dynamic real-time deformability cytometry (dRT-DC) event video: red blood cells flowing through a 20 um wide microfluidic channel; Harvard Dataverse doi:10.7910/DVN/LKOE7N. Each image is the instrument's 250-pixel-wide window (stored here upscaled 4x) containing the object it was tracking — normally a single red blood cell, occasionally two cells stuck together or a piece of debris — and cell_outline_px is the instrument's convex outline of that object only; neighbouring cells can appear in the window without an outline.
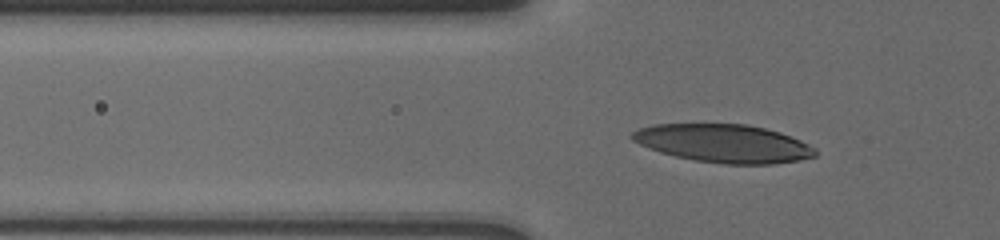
{"species": "human", "species_latin": "Homo sapiens", "temperature_condition": "cold", "stored_images_in_passage": 93, "camera_frame_rate_fps": 3000, "um_per_image_px": 0.085, "donor": {"sex": "male"}, "frame": {"image": 1, "passage_image": 30, "time_ms": 6.0, "image_size_px": [1000, 240], "cell_outline_px": [[816, 156], [800, 160], [772, 164], [724, 164], [696, 160], [676, 156], [660, 152], [648, 148], [632, 140], [628, 136], [632, 132], [640, 128], [656, 124], [744, 124], [764, 128], [780, 132], [792, 136], [816, 148]], "centroid_in_image_um": [61.52, 12.19], "position_along_channel_um": 64.3, "area_um2": 40.69}}
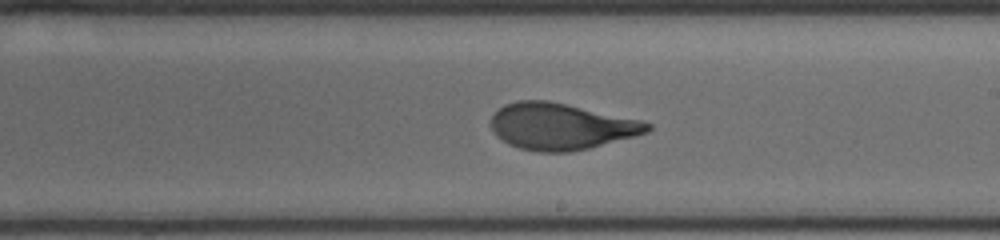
{"frame": {"image": 2, "passage_image": 60, "time_ms": 11.0, "image_size_px": [1000, 240], "cell_outline_px": [[652, 128], [648, 132], [636, 136], [588, 148], [568, 152], [540, 152], [520, 148], [508, 144], [496, 136], [492, 128], [492, 116], [504, 104], [516, 100], [548, 100], [644, 120], [652, 124]], "centroid_in_image_um": [47.71, 10.73], "position_along_channel_um": 241.3, "area_um2": 42.48}}
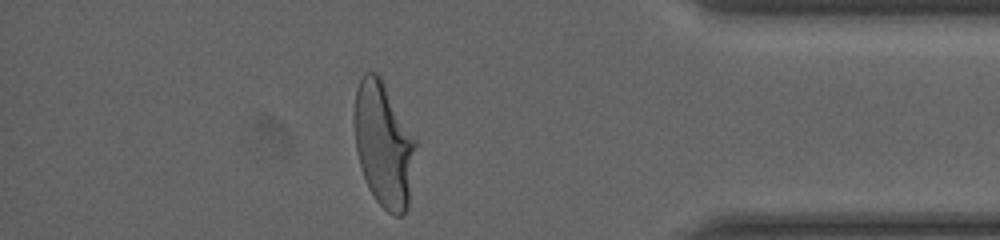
{"frame": {"image": 3, "passage_image": 81, "time_ms": 16.0, "image_size_px": [1000, 240], "cell_outline_px": [[416, 144], [408, 208], [400, 216], [396, 216], [388, 212], [376, 200], [368, 188], [356, 152], [356, 88], [364, 72], [376, 72], [380, 76], [416, 140]], "centroid_in_image_um": [32.63, 12.31], "position_along_channel_um": 402.6, "area_um2": 43.75}}